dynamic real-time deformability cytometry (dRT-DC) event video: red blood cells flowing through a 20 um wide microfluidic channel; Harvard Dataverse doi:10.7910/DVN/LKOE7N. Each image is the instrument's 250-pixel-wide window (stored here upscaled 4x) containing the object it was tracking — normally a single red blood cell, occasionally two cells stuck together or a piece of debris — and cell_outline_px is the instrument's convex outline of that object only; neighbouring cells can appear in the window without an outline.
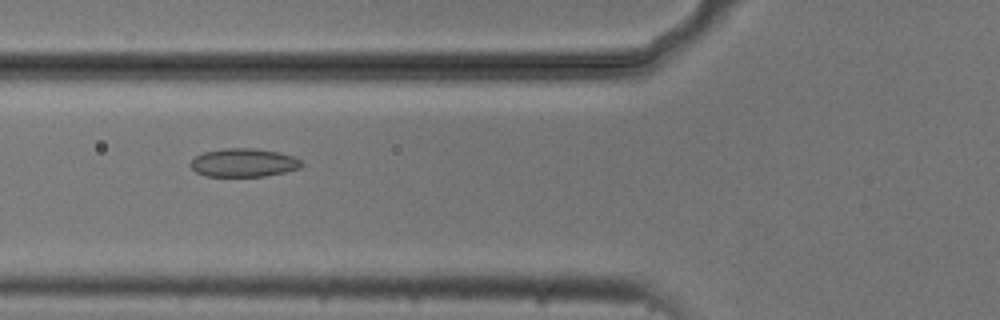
{"species": "common noctule bat (a hibernating species)", "species_latin": "Nyctalus noctula", "temperature_condition": "cold", "stored_images_in_passage": 43, "camera_frame_rate_fps": 3000, "um_per_image_px": 0.085, "animal": {"sex": "male", "body_mass_g": 20.5, "forearm_length_mm": 52.5}, "frame": {"image": 1, "passage_image": 12, "time_ms": 3.667, "image_size_px": [1000, 320], "cell_outline_px": [[304, 164], [300, 168], [284, 172], [264, 176], [204, 176], [196, 172], [188, 164], [196, 156], [204, 152], [224, 148], [256, 148], [280, 152], [292, 156], [300, 160]], "centroid_in_image_um": [20.7, 13.82], "position_along_channel_um": 105.1, "area_um2": 18.44}}
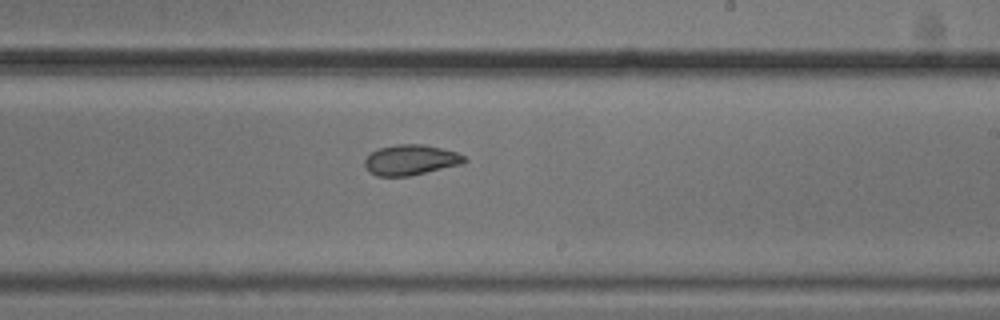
{"frame": {"image": 2, "passage_image": 24, "time_ms": 7.667, "image_size_px": [1000, 320], "cell_outline_px": [[468, 160], [464, 164], [408, 176], [376, 176], [364, 164], [364, 160], [372, 152], [380, 148], [396, 144], [424, 144], [456, 152], [464, 156]], "centroid_in_image_um": [34.95, 13.59], "position_along_channel_um": 254.1, "area_um2": 17.51}}
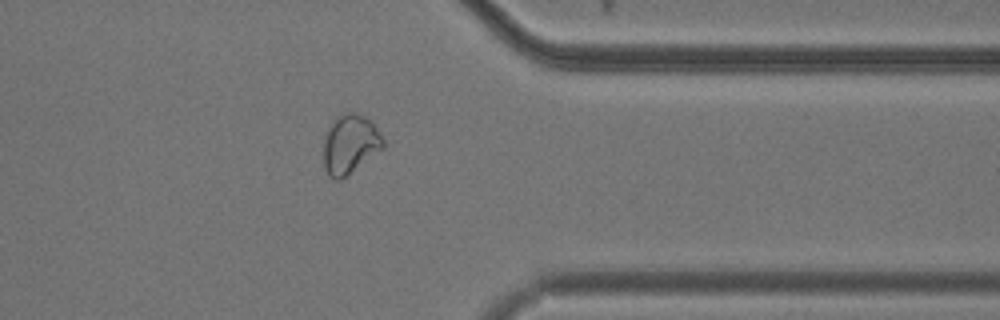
{"frame": {"image": 3, "passage_image": 35, "time_ms": 11.333, "image_size_px": [1000, 320], "cell_outline_px": [[384, 148], [340, 180], [336, 180], [324, 168], [324, 136], [332, 120], [336, 116], [344, 112], [356, 112], [372, 120], [384, 140]], "centroid_in_image_um": [29.76, 12.21], "position_along_channel_um": 381.6, "area_um2": 20.63}}